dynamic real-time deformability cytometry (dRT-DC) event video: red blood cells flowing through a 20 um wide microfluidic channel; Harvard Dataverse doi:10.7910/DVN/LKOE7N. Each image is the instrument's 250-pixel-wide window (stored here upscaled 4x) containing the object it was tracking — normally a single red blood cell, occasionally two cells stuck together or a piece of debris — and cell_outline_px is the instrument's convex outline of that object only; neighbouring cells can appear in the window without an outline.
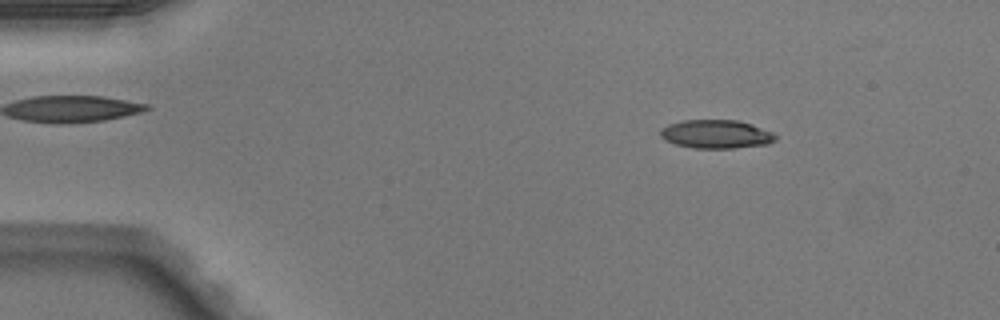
{"species": "Egyptian fruit bat (a non-hibernating species)", "species_latin": "Rousettus aegyptiacus", "temperature_condition": "warm", "stored_images_in_passage": 49, "camera_frame_rate_fps": 3000, "um_per_image_px": 0.085, "animal": {"sex": "male"}, "frame": {"image": 1, "passage_image": 7, "time_ms": 2.0, "image_size_px": [1000, 320], "cell_outline_px": [[776, 140], [768, 144], [736, 148], [692, 148], [676, 144], [664, 140], [660, 136], [660, 132], [668, 124], [684, 120], [740, 120], [752, 124], [772, 132], [776, 136]], "centroid_in_image_um": [60.89, 11.4], "position_along_channel_um": 24.1, "area_um2": 19.19}}
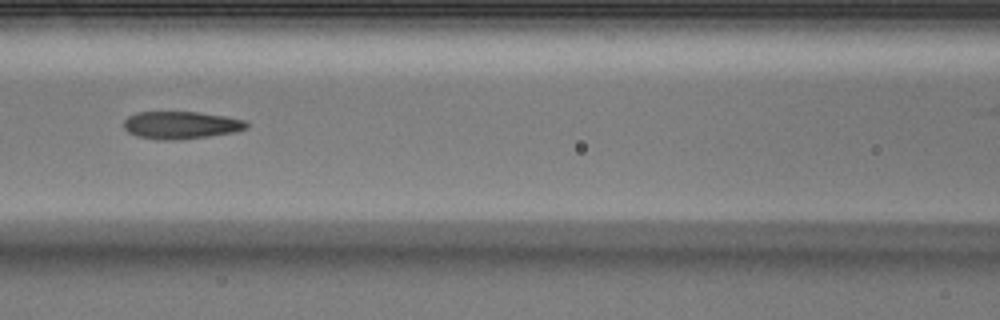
{"frame": {"image": 2, "passage_image": 22, "time_ms": 7.0, "image_size_px": [1000, 320], "cell_outline_px": [[248, 128], [236, 132], [208, 136], [172, 140], [160, 140], [140, 136], [128, 132], [124, 128], [124, 120], [128, 116], [136, 112], [200, 112], [248, 120]], "centroid_in_image_um": [15.42, 10.62], "position_along_channel_um": 151.2, "area_um2": 19.71}}
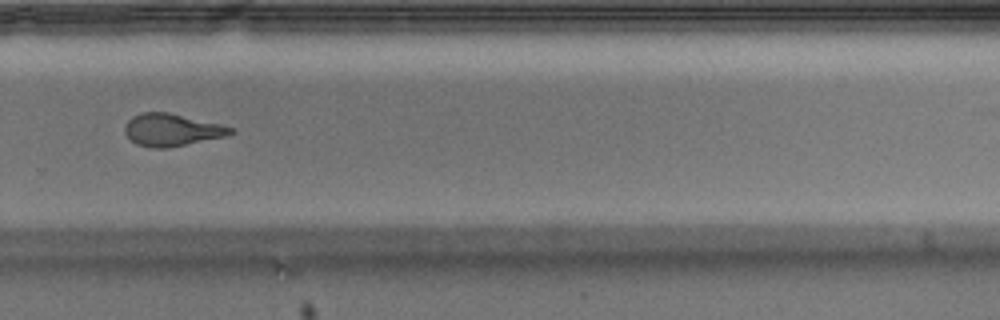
{"frame": {"image": 3, "passage_image": 34, "time_ms": 11.0, "image_size_px": [1000, 320], "cell_outline_px": [[236, 132], [224, 136], [168, 148], [152, 148], [136, 144], [124, 132], [124, 124], [132, 116], [140, 112], [168, 112], [220, 124], [236, 128]], "centroid_in_image_um": [14.58, 11.03], "position_along_channel_um": 315.2, "area_um2": 19.94}, "authors_computed_cell_mechanics": {"area_um2": 19.941, "velocity_mm_per_s": 4.1086, "shape_relaxation_time_tau1_ms": null, "shape_relaxation_time_tau2_ms": 1.8083, "deformation_change_tau1": null, "deformation_change_tau2": 0.0995}}